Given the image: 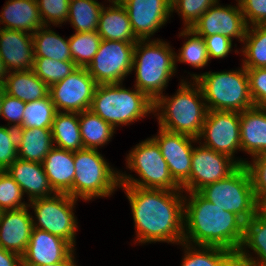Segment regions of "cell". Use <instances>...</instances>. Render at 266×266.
I'll use <instances>...</instances> for the list:
<instances>
[{
	"instance_id": "obj_1",
	"label": "cell",
	"mask_w": 266,
	"mask_h": 266,
	"mask_svg": "<svg viewBox=\"0 0 266 266\" xmlns=\"http://www.w3.org/2000/svg\"><path fill=\"white\" fill-rule=\"evenodd\" d=\"M120 187L125 189L130 201L139 243H183L186 201L179 196L181 191Z\"/></svg>"
},
{
	"instance_id": "obj_2",
	"label": "cell",
	"mask_w": 266,
	"mask_h": 266,
	"mask_svg": "<svg viewBox=\"0 0 266 266\" xmlns=\"http://www.w3.org/2000/svg\"><path fill=\"white\" fill-rule=\"evenodd\" d=\"M189 194L190 201L184 208V231L187 233H183V243L190 244L188 242L192 241L198 246H217L237 253L243 240L245 223L236 214L205 199L199 192Z\"/></svg>"
},
{
	"instance_id": "obj_3",
	"label": "cell",
	"mask_w": 266,
	"mask_h": 266,
	"mask_svg": "<svg viewBox=\"0 0 266 266\" xmlns=\"http://www.w3.org/2000/svg\"><path fill=\"white\" fill-rule=\"evenodd\" d=\"M182 82L177 93L172 98L163 95L154 101V113L162 109L158 117L160 127L164 130L182 133L195 138H199L208 108L207 104L200 102L204 96L199 84L196 86ZM199 100V101H198Z\"/></svg>"
},
{
	"instance_id": "obj_4",
	"label": "cell",
	"mask_w": 266,
	"mask_h": 266,
	"mask_svg": "<svg viewBox=\"0 0 266 266\" xmlns=\"http://www.w3.org/2000/svg\"><path fill=\"white\" fill-rule=\"evenodd\" d=\"M145 41L138 40L135 45L132 70H136L135 88L154 102L175 73L176 58L169 44L161 40L144 44Z\"/></svg>"
},
{
	"instance_id": "obj_5",
	"label": "cell",
	"mask_w": 266,
	"mask_h": 266,
	"mask_svg": "<svg viewBox=\"0 0 266 266\" xmlns=\"http://www.w3.org/2000/svg\"><path fill=\"white\" fill-rule=\"evenodd\" d=\"M120 84H100L94 91L90 110L114 129L154 111V102L143 92L125 89Z\"/></svg>"
},
{
	"instance_id": "obj_6",
	"label": "cell",
	"mask_w": 266,
	"mask_h": 266,
	"mask_svg": "<svg viewBox=\"0 0 266 266\" xmlns=\"http://www.w3.org/2000/svg\"><path fill=\"white\" fill-rule=\"evenodd\" d=\"M193 79L199 84L204 101L208 102V111L243 112L255 106L250 95L247 70L244 66L235 72L193 74Z\"/></svg>"
},
{
	"instance_id": "obj_7",
	"label": "cell",
	"mask_w": 266,
	"mask_h": 266,
	"mask_svg": "<svg viewBox=\"0 0 266 266\" xmlns=\"http://www.w3.org/2000/svg\"><path fill=\"white\" fill-rule=\"evenodd\" d=\"M198 192L214 205L236 214L244 223L260 208L245 165H240L228 177L208 184Z\"/></svg>"
},
{
	"instance_id": "obj_8",
	"label": "cell",
	"mask_w": 266,
	"mask_h": 266,
	"mask_svg": "<svg viewBox=\"0 0 266 266\" xmlns=\"http://www.w3.org/2000/svg\"><path fill=\"white\" fill-rule=\"evenodd\" d=\"M127 158L128 168L136 171L141 180L134 179L131 175L127 176L120 173V186H132L143 189H165L178 192L182 189L171 176L168 164L153 138L136 145Z\"/></svg>"
},
{
	"instance_id": "obj_9",
	"label": "cell",
	"mask_w": 266,
	"mask_h": 266,
	"mask_svg": "<svg viewBox=\"0 0 266 266\" xmlns=\"http://www.w3.org/2000/svg\"><path fill=\"white\" fill-rule=\"evenodd\" d=\"M75 176L72 197L91 200L93 197H107L120 186L119 174L114 172L97 151L82 149L74 152Z\"/></svg>"
},
{
	"instance_id": "obj_10",
	"label": "cell",
	"mask_w": 266,
	"mask_h": 266,
	"mask_svg": "<svg viewBox=\"0 0 266 266\" xmlns=\"http://www.w3.org/2000/svg\"><path fill=\"white\" fill-rule=\"evenodd\" d=\"M76 201L66 193H54L53 196L30 201L39 224L33 222V228L58 236L74 247L77 222L72 211Z\"/></svg>"
},
{
	"instance_id": "obj_11",
	"label": "cell",
	"mask_w": 266,
	"mask_h": 266,
	"mask_svg": "<svg viewBox=\"0 0 266 266\" xmlns=\"http://www.w3.org/2000/svg\"><path fill=\"white\" fill-rule=\"evenodd\" d=\"M136 43L101 40L97 53L86 68L97 85L122 83L132 71Z\"/></svg>"
},
{
	"instance_id": "obj_12",
	"label": "cell",
	"mask_w": 266,
	"mask_h": 266,
	"mask_svg": "<svg viewBox=\"0 0 266 266\" xmlns=\"http://www.w3.org/2000/svg\"><path fill=\"white\" fill-rule=\"evenodd\" d=\"M248 161L236 160L201 145L193 148L190 177L181 185L187 192H198L204 186L228 177Z\"/></svg>"
},
{
	"instance_id": "obj_13",
	"label": "cell",
	"mask_w": 266,
	"mask_h": 266,
	"mask_svg": "<svg viewBox=\"0 0 266 266\" xmlns=\"http://www.w3.org/2000/svg\"><path fill=\"white\" fill-rule=\"evenodd\" d=\"M97 84L86 68L78 67L63 80L49 87L56 111L81 113L90 109Z\"/></svg>"
},
{
	"instance_id": "obj_14",
	"label": "cell",
	"mask_w": 266,
	"mask_h": 266,
	"mask_svg": "<svg viewBox=\"0 0 266 266\" xmlns=\"http://www.w3.org/2000/svg\"><path fill=\"white\" fill-rule=\"evenodd\" d=\"M203 146L232 158L237 149H241L240 112L210 110L207 113L200 139Z\"/></svg>"
},
{
	"instance_id": "obj_15",
	"label": "cell",
	"mask_w": 266,
	"mask_h": 266,
	"mask_svg": "<svg viewBox=\"0 0 266 266\" xmlns=\"http://www.w3.org/2000/svg\"><path fill=\"white\" fill-rule=\"evenodd\" d=\"M216 4L218 2L212 5L191 29L199 36L222 34L231 40L236 37L243 42L248 26L239 2L238 7H221Z\"/></svg>"
},
{
	"instance_id": "obj_16",
	"label": "cell",
	"mask_w": 266,
	"mask_h": 266,
	"mask_svg": "<svg viewBox=\"0 0 266 266\" xmlns=\"http://www.w3.org/2000/svg\"><path fill=\"white\" fill-rule=\"evenodd\" d=\"M159 130V135L153 139L158 144L161 154L168 164L171 176L181 186L190 177L193 153L191 141L199 139L162 128Z\"/></svg>"
},
{
	"instance_id": "obj_17",
	"label": "cell",
	"mask_w": 266,
	"mask_h": 266,
	"mask_svg": "<svg viewBox=\"0 0 266 266\" xmlns=\"http://www.w3.org/2000/svg\"><path fill=\"white\" fill-rule=\"evenodd\" d=\"M129 16L135 36L147 40L167 22L171 0H125L121 3Z\"/></svg>"
},
{
	"instance_id": "obj_18",
	"label": "cell",
	"mask_w": 266,
	"mask_h": 266,
	"mask_svg": "<svg viewBox=\"0 0 266 266\" xmlns=\"http://www.w3.org/2000/svg\"><path fill=\"white\" fill-rule=\"evenodd\" d=\"M73 246L66 240L47 231L33 228L27 249L22 256V266H40L64 261Z\"/></svg>"
},
{
	"instance_id": "obj_19",
	"label": "cell",
	"mask_w": 266,
	"mask_h": 266,
	"mask_svg": "<svg viewBox=\"0 0 266 266\" xmlns=\"http://www.w3.org/2000/svg\"><path fill=\"white\" fill-rule=\"evenodd\" d=\"M27 208L2 211L0 216V246L21 257L27 249L34 222Z\"/></svg>"
},
{
	"instance_id": "obj_20",
	"label": "cell",
	"mask_w": 266,
	"mask_h": 266,
	"mask_svg": "<svg viewBox=\"0 0 266 266\" xmlns=\"http://www.w3.org/2000/svg\"><path fill=\"white\" fill-rule=\"evenodd\" d=\"M0 56L8 71L32 69L35 58L32 34L0 28Z\"/></svg>"
},
{
	"instance_id": "obj_21",
	"label": "cell",
	"mask_w": 266,
	"mask_h": 266,
	"mask_svg": "<svg viewBox=\"0 0 266 266\" xmlns=\"http://www.w3.org/2000/svg\"><path fill=\"white\" fill-rule=\"evenodd\" d=\"M5 171L20 186L23 194H29L30 201L50 197L52 192L55 193L49 184L42 163L17 158Z\"/></svg>"
},
{
	"instance_id": "obj_22",
	"label": "cell",
	"mask_w": 266,
	"mask_h": 266,
	"mask_svg": "<svg viewBox=\"0 0 266 266\" xmlns=\"http://www.w3.org/2000/svg\"><path fill=\"white\" fill-rule=\"evenodd\" d=\"M42 165L53 191L66 193L72 197L75 176L74 152L53 147Z\"/></svg>"
},
{
	"instance_id": "obj_23",
	"label": "cell",
	"mask_w": 266,
	"mask_h": 266,
	"mask_svg": "<svg viewBox=\"0 0 266 266\" xmlns=\"http://www.w3.org/2000/svg\"><path fill=\"white\" fill-rule=\"evenodd\" d=\"M245 246L256 252L259 259L249 257L246 250L243 251ZM236 255L238 266H266V212L261 208L245 222L243 240Z\"/></svg>"
},
{
	"instance_id": "obj_24",
	"label": "cell",
	"mask_w": 266,
	"mask_h": 266,
	"mask_svg": "<svg viewBox=\"0 0 266 266\" xmlns=\"http://www.w3.org/2000/svg\"><path fill=\"white\" fill-rule=\"evenodd\" d=\"M241 150L253 157L266 152V109L253 106L240 112Z\"/></svg>"
},
{
	"instance_id": "obj_25",
	"label": "cell",
	"mask_w": 266,
	"mask_h": 266,
	"mask_svg": "<svg viewBox=\"0 0 266 266\" xmlns=\"http://www.w3.org/2000/svg\"><path fill=\"white\" fill-rule=\"evenodd\" d=\"M0 15L5 29L31 31V34L43 27L36 0H9Z\"/></svg>"
},
{
	"instance_id": "obj_26",
	"label": "cell",
	"mask_w": 266,
	"mask_h": 266,
	"mask_svg": "<svg viewBox=\"0 0 266 266\" xmlns=\"http://www.w3.org/2000/svg\"><path fill=\"white\" fill-rule=\"evenodd\" d=\"M113 6H103L97 27V33L104 40L137 42L128 13L121 3H112Z\"/></svg>"
},
{
	"instance_id": "obj_27",
	"label": "cell",
	"mask_w": 266,
	"mask_h": 266,
	"mask_svg": "<svg viewBox=\"0 0 266 266\" xmlns=\"http://www.w3.org/2000/svg\"><path fill=\"white\" fill-rule=\"evenodd\" d=\"M16 130L18 158L42 163L46 155L54 147L51 129L18 128Z\"/></svg>"
},
{
	"instance_id": "obj_28",
	"label": "cell",
	"mask_w": 266,
	"mask_h": 266,
	"mask_svg": "<svg viewBox=\"0 0 266 266\" xmlns=\"http://www.w3.org/2000/svg\"><path fill=\"white\" fill-rule=\"evenodd\" d=\"M5 93L27 103L49 95V86L33 71L20 70L8 74L4 83Z\"/></svg>"
},
{
	"instance_id": "obj_29",
	"label": "cell",
	"mask_w": 266,
	"mask_h": 266,
	"mask_svg": "<svg viewBox=\"0 0 266 266\" xmlns=\"http://www.w3.org/2000/svg\"><path fill=\"white\" fill-rule=\"evenodd\" d=\"M51 133L53 143L58 145L54 147L73 152L84 149L78 113L57 112Z\"/></svg>"
},
{
	"instance_id": "obj_30",
	"label": "cell",
	"mask_w": 266,
	"mask_h": 266,
	"mask_svg": "<svg viewBox=\"0 0 266 266\" xmlns=\"http://www.w3.org/2000/svg\"><path fill=\"white\" fill-rule=\"evenodd\" d=\"M81 139L84 149H97L105 145L114 133V128L90 109L78 113Z\"/></svg>"
},
{
	"instance_id": "obj_31",
	"label": "cell",
	"mask_w": 266,
	"mask_h": 266,
	"mask_svg": "<svg viewBox=\"0 0 266 266\" xmlns=\"http://www.w3.org/2000/svg\"><path fill=\"white\" fill-rule=\"evenodd\" d=\"M43 26L32 34L34 57H46L55 61H72L69 41Z\"/></svg>"
},
{
	"instance_id": "obj_32",
	"label": "cell",
	"mask_w": 266,
	"mask_h": 266,
	"mask_svg": "<svg viewBox=\"0 0 266 266\" xmlns=\"http://www.w3.org/2000/svg\"><path fill=\"white\" fill-rule=\"evenodd\" d=\"M183 244L187 251L181 266H238L237 255L231 250L217 246H199L201 250L197 251L187 243Z\"/></svg>"
},
{
	"instance_id": "obj_33",
	"label": "cell",
	"mask_w": 266,
	"mask_h": 266,
	"mask_svg": "<svg viewBox=\"0 0 266 266\" xmlns=\"http://www.w3.org/2000/svg\"><path fill=\"white\" fill-rule=\"evenodd\" d=\"M102 8L95 0H70L68 20L76 32L97 31Z\"/></svg>"
},
{
	"instance_id": "obj_34",
	"label": "cell",
	"mask_w": 266,
	"mask_h": 266,
	"mask_svg": "<svg viewBox=\"0 0 266 266\" xmlns=\"http://www.w3.org/2000/svg\"><path fill=\"white\" fill-rule=\"evenodd\" d=\"M247 27L244 46V67L246 69L266 68V25ZM251 31V32H250Z\"/></svg>"
},
{
	"instance_id": "obj_35",
	"label": "cell",
	"mask_w": 266,
	"mask_h": 266,
	"mask_svg": "<svg viewBox=\"0 0 266 266\" xmlns=\"http://www.w3.org/2000/svg\"><path fill=\"white\" fill-rule=\"evenodd\" d=\"M101 40L97 31L76 32L68 39L72 61L77 67H88L99 49Z\"/></svg>"
},
{
	"instance_id": "obj_36",
	"label": "cell",
	"mask_w": 266,
	"mask_h": 266,
	"mask_svg": "<svg viewBox=\"0 0 266 266\" xmlns=\"http://www.w3.org/2000/svg\"><path fill=\"white\" fill-rule=\"evenodd\" d=\"M57 111L50 95L27 102L25 105L20 128H48L51 129Z\"/></svg>"
},
{
	"instance_id": "obj_37",
	"label": "cell",
	"mask_w": 266,
	"mask_h": 266,
	"mask_svg": "<svg viewBox=\"0 0 266 266\" xmlns=\"http://www.w3.org/2000/svg\"><path fill=\"white\" fill-rule=\"evenodd\" d=\"M77 68L73 61H55L46 57H35L32 71L50 87Z\"/></svg>"
},
{
	"instance_id": "obj_38",
	"label": "cell",
	"mask_w": 266,
	"mask_h": 266,
	"mask_svg": "<svg viewBox=\"0 0 266 266\" xmlns=\"http://www.w3.org/2000/svg\"><path fill=\"white\" fill-rule=\"evenodd\" d=\"M180 34V36H191V38L183 44L179 55L175 54V58H178L175 60L188 63L195 68L205 66L210 60L204 39L192 29L185 28Z\"/></svg>"
},
{
	"instance_id": "obj_39",
	"label": "cell",
	"mask_w": 266,
	"mask_h": 266,
	"mask_svg": "<svg viewBox=\"0 0 266 266\" xmlns=\"http://www.w3.org/2000/svg\"><path fill=\"white\" fill-rule=\"evenodd\" d=\"M217 2L218 0H171V12L175 9L182 14L185 28L191 29L200 17Z\"/></svg>"
},
{
	"instance_id": "obj_40",
	"label": "cell",
	"mask_w": 266,
	"mask_h": 266,
	"mask_svg": "<svg viewBox=\"0 0 266 266\" xmlns=\"http://www.w3.org/2000/svg\"><path fill=\"white\" fill-rule=\"evenodd\" d=\"M23 195L15 180L5 170L0 171V209L6 211L28 206L21 202Z\"/></svg>"
},
{
	"instance_id": "obj_41",
	"label": "cell",
	"mask_w": 266,
	"mask_h": 266,
	"mask_svg": "<svg viewBox=\"0 0 266 266\" xmlns=\"http://www.w3.org/2000/svg\"><path fill=\"white\" fill-rule=\"evenodd\" d=\"M36 1L39 7V13L43 25L44 26L46 25V28L48 26L47 25L48 22L58 25L68 20L70 0H36Z\"/></svg>"
},
{
	"instance_id": "obj_42",
	"label": "cell",
	"mask_w": 266,
	"mask_h": 266,
	"mask_svg": "<svg viewBox=\"0 0 266 266\" xmlns=\"http://www.w3.org/2000/svg\"><path fill=\"white\" fill-rule=\"evenodd\" d=\"M17 130L0 126V171L6 170L17 158Z\"/></svg>"
},
{
	"instance_id": "obj_43",
	"label": "cell",
	"mask_w": 266,
	"mask_h": 266,
	"mask_svg": "<svg viewBox=\"0 0 266 266\" xmlns=\"http://www.w3.org/2000/svg\"><path fill=\"white\" fill-rule=\"evenodd\" d=\"M253 164L246 163L249 171L254 195L260 204L266 198V152L255 156Z\"/></svg>"
},
{
	"instance_id": "obj_44",
	"label": "cell",
	"mask_w": 266,
	"mask_h": 266,
	"mask_svg": "<svg viewBox=\"0 0 266 266\" xmlns=\"http://www.w3.org/2000/svg\"><path fill=\"white\" fill-rule=\"evenodd\" d=\"M254 105L266 109V68L246 69Z\"/></svg>"
},
{
	"instance_id": "obj_45",
	"label": "cell",
	"mask_w": 266,
	"mask_h": 266,
	"mask_svg": "<svg viewBox=\"0 0 266 266\" xmlns=\"http://www.w3.org/2000/svg\"><path fill=\"white\" fill-rule=\"evenodd\" d=\"M25 105V102L4 93L1 105V116L10 121L11 124L12 122L14 123L11 126L12 128L18 129L21 127Z\"/></svg>"
},
{
	"instance_id": "obj_46",
	"label": "cell",
	"mask_w": 266,
	"mask_h": 266,
	"mask_svg": "<svg viewBox=\"0 0 266 266\" xmlns=\"http://www.w3.org/2000/svg\"><path fill=\"white\" fill-rule=\"evenodd\" d=\"M239 4L247 26L249 20L252 26L266 25V0H240Z\"/></svg>"
},
{
	"instance_id": "obj_47",
	"label": "cell",
	"mask_w": 266,
	"mask_h": 266,
	"mask_svg": "<svg viewBox=\"0 0 266 266\" xmlns=\"http://www.w3.org/2000/svg\"><path fill=\"white\" fill-rule=\"evenodd\" d=\"M206 44L209 60L214 58H224L232 48V40L222 34L211 36H201Z\"/></svg>"
},
{
	"instance_id": "obj_48",
	"label": "cell",
	"mask_w": 266,
	"mask_h": 266,
	"mask_svg": "<svg viewBox=\"0 0 266 266\" xmlns=\"http://www.w3.org/2000/svg\"><path fill=\"white\" fill-rule=\"evenodd\" d=\"M0 266H22V257L0 246Z\"/></svg>"
},
{
	"instance_id": "obj_49",
	"label": "cell",
	"mask_w": 266,
	"mask_h": 266,
	"mask_svg": "<svg viewBox=\"0 0 266 266\" xmlns=\"http://www.w3.org/2000/svg\"><path fill=\"white\" fill-rule=\"evenodd\" d=\"M40 266H76L74 263V257L71 253L64 261L54 264L40 265Z\"/></svg>"
},
{
	"instance_id": "obj_50",
	"label": "cell",
	"mask_w": 266,
	"mask_h": 266,
	"mask_svg": "<svg viewBox=\"0 0 266 266\" xmlns=\"http://www.w3.org/2000/svg\"><path fill=\"white\" fill-rule=\"evenodd\" d=\"M10 71H8L7 69H6V67H5V64L3 63V60H2V58H1V56H0V85H4V83H5V76H7V74L6 73H9Z\"/></svg>"
},
{
	"instance_id": "obj_51",
	"label": "cell",
	"mask_w": 266,
	"mask_h": 266,
	"mask_svg": "<svg viewBox=\"0 0 266 266\" xmlns=\"http://www.w3.org/2000/svg\"><path fill=\"white\" fill-rule=\"evenodd\" d=\"M4 93H5L4 86L0 85V116H1V105H2Z\"/></svg>"
},
{
	"instance_id": "obj_52",
	"label": "cell",
	"mask_w": 266,
	"mask_h": 266,
	"mask_svg": "<svg viewBox=\"0 0 266 266\" xmlns=\"http://www.w3.org/2000/svg\"><path fill=\"white\" fill-rule=\"evenodd\" d=\"M260 208L266 212V198L260 203Z\"/></svg>"
},
{
	"instance_id": "obj_53",
	"label": "cell",
	"mask_w": 266,
	"mask_h": 266,
	"mask_svg": "<svg viewBox=\"0 0 266 266\" xmlns=\"http://www.w3.org/2000/svg\"><path fill=\"white\" fill-rule=\"evenodd\" d=\"M112 3H123L125 0H109Z\"/></svg>"
}]
</instances>
